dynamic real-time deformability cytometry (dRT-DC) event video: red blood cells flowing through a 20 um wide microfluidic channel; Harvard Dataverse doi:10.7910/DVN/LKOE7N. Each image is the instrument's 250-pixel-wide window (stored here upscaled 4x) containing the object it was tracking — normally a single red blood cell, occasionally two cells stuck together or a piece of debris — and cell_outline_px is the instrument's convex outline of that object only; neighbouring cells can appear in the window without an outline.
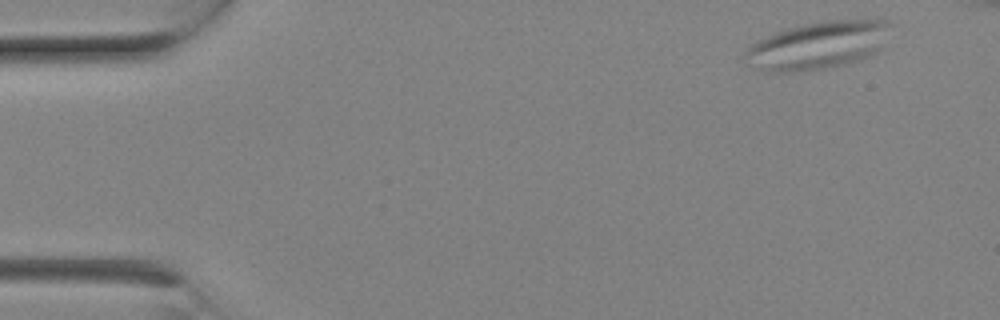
{"species": "Egyptian fruit bat (a non-hibernating species)", "species_latin": "Rousettus aegyptiacus", "temperature_condition": "room temperature", "stored_images_in_passage": 7, "camera_frame_rate_fps": 3000, "um_per_image_px": 0.085, "animal": {"sex": "female"}, "frame": {"image": 1, "passage_image": 1, "time_ms": 0.0, "image_size_px": [1000, 320], "cell_outline_px": [[892, 24], [880, 52], [860, 60], [844, 64], [820, 68], [788, 72], [776, 72], [760, 68], [748, 64], [744, 56], [744, 52], [756, 40], [776, 32], [788, 28], [804, 24], [824, 20], [892, 20]], "centroid_in_image_um": [69.57, 3.83], "position_along_channel_um": 15.4, "area_um2": 40.17}}